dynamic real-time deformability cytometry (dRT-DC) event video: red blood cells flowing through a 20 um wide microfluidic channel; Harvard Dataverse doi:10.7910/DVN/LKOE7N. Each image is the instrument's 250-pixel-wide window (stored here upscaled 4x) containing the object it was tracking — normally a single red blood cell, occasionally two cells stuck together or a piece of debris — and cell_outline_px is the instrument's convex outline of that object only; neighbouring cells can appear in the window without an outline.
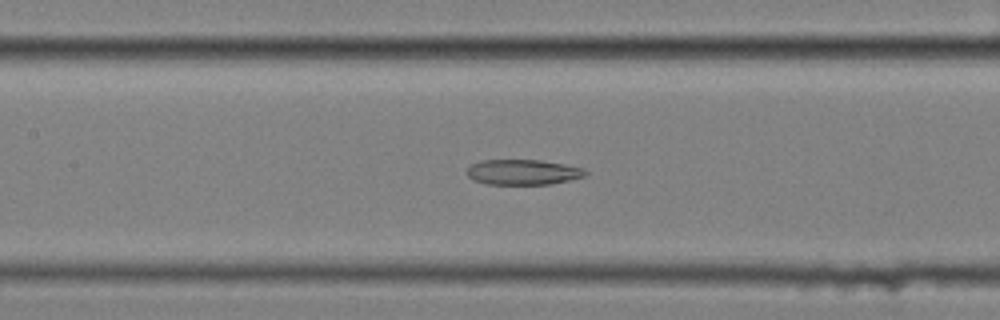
{"species": "common noctule bat (a hibernating species)", "species_latin": "Nyctalus noctula", "temperature_condition": "cold", "stored_images_in_passage": 48, "segment_of_instrument_passage": [2, 2], "camera_frame_rate_fps": 3000, "um_per_image_px": 0.085, "animal": {"sex": "female", "body_mass_g": 25.1}, "frame": {"image": 1, "passage_image": 25, "time_ms": 8.0, "image_size_px": [1000, 320], "cell_outline_px": [[588, 172], [584, 176], [568, 180], [548, 184], [488, 184], [472, 180], [468, 176], [468, 168], [472, 164], [480, 160], [540, 160], [564, 164], [584, 168]], "centroid_in_image_um": [44.44, 14.62], "position_along_channel_um": 163.0, "area_um2": 17.34}}
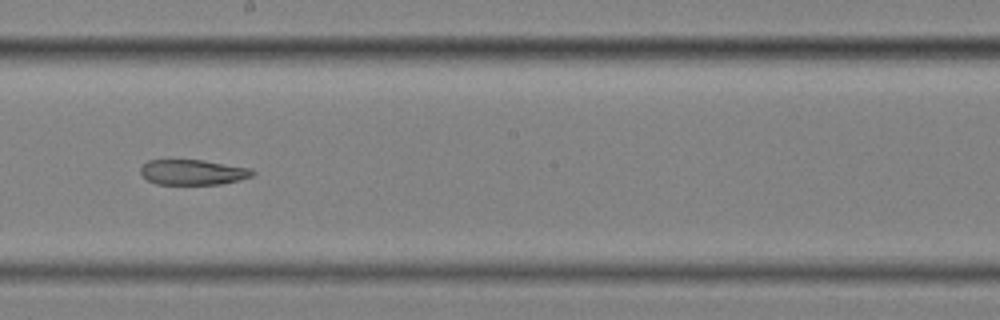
{"frame": {"image": 2, "passage_image": 31, "time_ms": 10.0, "image_size_px": [1000, 320], "cell_outline_px": [[256, 172], [252, 176], [240, 180], [220, 184], [156, 184], [148, 180], [140, 172], [140, 168], [148, 160], [200, 160], [252, 168]], "centroid_in_image_um": [16.42, 14.64], "position_along_channel_um": 231.8, "area_um2": 16.42}}
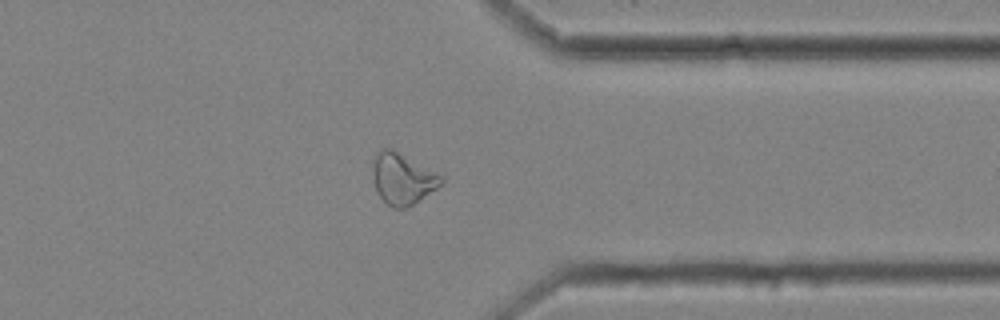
{"frame": {"image": 3, "passage_image": 44, "time_ms": 14.333, "image_size_px": [1000, 320], "cell_outline_px": [[444, 180], [436, 188], [412, 204], [404, 208], [392, 208], [376, 192], [372, 172], [372, 160], [376, 152], [384, 148], [392, 148], [444, 176]], "centroid_in_image_um": [34.18, 15.16], "position_along_channel_um": 377.2, "area_um2": 20.35}}